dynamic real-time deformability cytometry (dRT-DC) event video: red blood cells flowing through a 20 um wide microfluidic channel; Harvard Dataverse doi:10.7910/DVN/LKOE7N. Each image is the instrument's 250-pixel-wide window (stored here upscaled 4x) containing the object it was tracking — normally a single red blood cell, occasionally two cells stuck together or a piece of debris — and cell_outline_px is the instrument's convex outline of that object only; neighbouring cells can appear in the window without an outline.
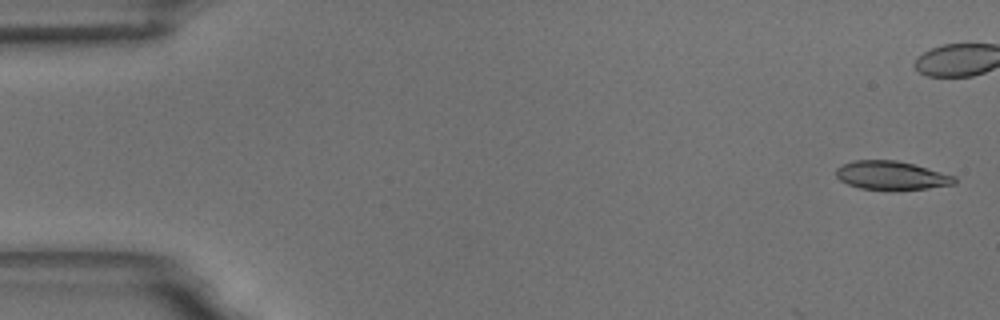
{"species": "common noctule bat (a hibernating species)", "species_latin": "Nyctalus noctula", "temperature_condition": "room temperature", "stored_images_in_passage": 10, "camera_frame_rate_fps": 3000, "um_per_image_px": 0.085, "animal": {"sex": "male", "body_mass_g": 18.8}, "frame": {"image": 1, "passage_image": 2, "time_ms": 0.333, "image_size_px": [1000, 320], "cell_outline_px": [[956, 184], [928, 188], [860, 188], [848, 184], [840, 180], [836, 176], [836, 168], [852, 160], [896, 160], [912, 164], [956, 176]], "centroid_in_image_um": [75.76, 14.88], "position_along_channel_um": 9.2, "area_um2": 19.19}}